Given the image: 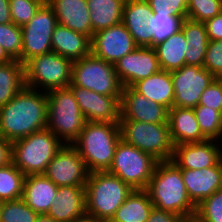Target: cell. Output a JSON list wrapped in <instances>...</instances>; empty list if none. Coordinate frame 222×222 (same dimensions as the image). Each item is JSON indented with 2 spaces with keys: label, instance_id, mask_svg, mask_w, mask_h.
Masks as SVG:
<instances>
[{
  "label": "cell",
  "instance_id": "cell-7",
  "mask_svg": "<svg viewBox=\"0 0 222 222\" xmlns=\"http://www.w3.org/2000/svg\"><path fill=\"white\" fill-rule=\"evenodd\" d=\"M121 139L156 160L167 161L173 156L174 145L168 123H145L133 120L119 121Z\"/></svg>",
  "mask_w": 222,
  "mask_h": 222
},
{
  "label": "cell",
  "instance_id": "cell-41",
  "mask_svg": "<svg viewBox=\"0 0 222 222\" xmlns=\"http://www.w3.org/2000/svg\"><path fill=\"white\" fill-rule=\"evenodd\" d=\"M152 13H168V16L187 18L188 0H146Z\"/></svg>",
  "mask_w": 222,
  "mask_h": 222
},
{
  "label": "cell",
  "instance_id": "cell-16",
  "mask_svg": "<svg viewBox=\"0 0 222 222\" xmlns=\"http://www.w3.org/2000/svg\"><path fill=\"white\" fill-rule=\"evenodd\" d=\"M86 121L119 123L121 104L116 96H106L94 91L69 85Z\"/></svg>",
  "mask_w": 222,
  "mask_h": 222
},
{
  "label": "cell",
  "instance_id": "cell-28",
  "mask_svg": "<svg viewBox=\"0 0 222 222\" xmlns=\"http://www.w3.org/2000/svg\"><path fill=\"white\" fill-rule=\"evenodd\" d=\"M153 207L148 192L145 189H135L109 222H146Z\"/></svg>",
  "mask_w": 222,
  "mask_h": 222
},
{
  "label": "cell",
  "instance_id": "cell-46",
  "mask_svg": "<svg viewBox=\"0 0 222 222\" xmlns=\"http://www.w3.org/2000/svg\"><path fill=\"white\" fill-rule=\"evenodd\" d=\"M9 0H0V24L11 23Z\"/></svg>",
  "mask_w": 222,
  "mask_h": 222
},
{
  "label": "cell",
  "instance_id": "cell-22",
  "mask_svg": "<svg viewBox=\"0 0 222 222\" xmlns=\"http://www.w3.org/2000/svg\"><path fill=\"white\" fill-rule=\"evenodd\" d=\"M152 9L146 0H126L123 7L122 23L132 35L137 46L152 47V30L148 20Z\"/></svg>",
  "mask_w": 222,
  "mask_h": 222
},
{
  "label": "cell",
  "instance_id": "cell-18",
  "mask_svg": "<svg viewBox=\"0 0 222 222\" xmlns=\"http://www.w3.org/2000/svg\"><path fill=\"white\" fill-rule=\"evenodd\" d=\"M219 146L217 140L175 145L171 161L180 169L195 170L211 167L221 159Z\"/></svg>",
  "mask_w": 222,
  "mask_h": 222
},
{
  "label": "cell",
  "instance_id": "cell-20",
  "mask_svg": "<svg viewBox=\"0 0 222 222\" xmlns=\"http://www.w3.org/2000/svg\"><path fill=\"white\" fill-rule=\"evenodd\" d=\"M53 199L47 215L57 222H71L86 214L85 186H60Z\"/></svg>",
  "mask_w": 222,
  "mask_h": 222
},
{
  "label": "cell",
  "instance_id": "cell-5",
  "mask_svg": "<svg viewBox=\"0 0 222 222\" xmlns=\"http://www.w3.org/2000/svg\"><path fill=\"white\" fill-rule=\"evenodd\" d=\"M64 143L43 129L11 143V162L25 175L44 174L49 162Z\"/></svg>",
  "mask_w": 222,
  "mask_h": 222
},
{
  "label": "cell",
  "instance_id": "cell-40",
  "mask_svg": "<svg viewBox=\"0 0 222 222\" xmlns=\"http://www.w3.org/2000/svg\"><path fill=\"white\" fill-rule=\"evenodd\" d=\"M203 67L215 78H222V40L209 41Z\"/></svg>",
  "mask_w": 222,
  "mask_h": 222
},
{
  "label": "cell",
  "instance_id": "cell-49",
  "mask_svg": "<svg viewBox=\"0 0 222 222\" xmlns=\"http://www.w3.org/2000/svg\"><path fill=\"white\" fill-rule=\"evenodd\" d=\"M180 222H204L196 214L182 217Z\"/></svg>",
  "mask_w": 222,
  "mask_h": 222
},
{
  "label": "cell",
  "instance_id": "cell-45",
  "mask_svg": "<svg viewBox=\"0 0 222 222\" xmlns=\"http://www.w3.org/2000/svg\"><path fill=\"white\" fill-rule=\"evenodd\" d=\"M11 162V142L0 135V167Z\"/></svg>",
  "mask_w": 222,
  "mask_h": 222
},
{
  "label": "cell",
  "instance_id": "cell-6",
  "mask_svg": "<svg viewBox=\"0 0 222 222\" xmlns=\"http://www.w3.org/2000/svg\"><path fill=\"white\" fill-rule=\"evenodd\" d=\"M47 129L52 131L64 144H73L83 130L86 119L81 113L72 90L53 89L47 92Z\"/></svg>",
  "mask_w": 222,
  "mask_h": 222
},
{
  "label": "cell",
  "instance_id": "cell-19",
  "mask_svg": "<svg viewBox=\"0 0 222 222\" xmlns=\"http://www.w3.org/2000/svg\"><path fill=\"white\" fill-rule=\"evenodd\" d=\"M182 179L191 201L197 206L202 200L222 189V160L203 169H181Z\"/></svg>",
  "mask_w": 222,
  "mask_h": 222
},
{
  "label": "cell",
  "instance_id": "cell-4",
  "mask_svg": "<svg viewBox=\"0 0 222 222\" xmlns=\"http://www.w3.org/2000/svg\"><path fill=\"white\" fill-rule=\"evenodd\" d=\"M85 190L86 214L102 222H109L134 191L129 184L107 171L89 173Z\"/></svg>",
  "mask_w": 222,
  "mask_h": 222
},
{
  "label": "cell",
  "instance_id": "cell-24",
  "mask_svg": "<svg viewBox=\"0 0 222 222\" xmlns=\"http://www.w3.org/2000/svg\"><path fill=\"white\" fill-rule=\"evenodd\" d=\"M91 38L85 34L57 24L51 40L52 52L57 53L72 62L91 54Z\"/></svg>",
  "mask_w": 222,
  "mask_h": 222
},
{
  "label": "cell",
  "instance_id": "cell-37",
  "mask_svg": "<svg viewBox=\"0 0 222 222\" xmlns=\"http://www.w3.org/2000/svg\"><path fill=\"white\" fill-rule=\"evenodd\" d=\"M222 12V0H188L187 18L205 22Z\"/></svg>",
  "mask_w": 222,
  "mask_h": 222
},
{
  "label": "cell",
  "instance_id": "cell-35",
  "mask_svg": "<svg viewBox=\"0 0 222 222\" xmlns=\"http://www.w3.org/2000/svg\"><path fill=\"white\" fill-rule=\"evenodd\" d=\"M38 214L22 198L2 201L0 222H35Z\"/></svg>",
  "mask_w": 222,
  "mask_h": 222
},
{
  "label": "cell",
  "instance_id": "cell-3",
  "mask_svg": "<svg viewBox=\"0 0 222 222\" xmlns=\"http://www.w3.org/2000/svg\"><path fill=\"white\" fill-rule=\"evenodd\" d=\"M120 139L119 123L86 121L79 137L72 145L78 150L91 173L109 169Z\"/></svg>",
  "mask_w": 222,
  "mask_h": 222
},
{
  "label": "cell",
  "instance_id": "cell-47",
  "mask_svg": "<svg viewBox=\"0 0 222 222\" xmlns=\"http://www.w3.org/2000/svg\"><path fill=\"white\" fill-rule=\"evenodd\" d=\"M14 59L0 46V64L8 63Z\"/></svg>",
  "mask_w": 222,
  "mask_h": 222
},
{
  "label": "cell",
  "instance_id": "cell-42",
  "mask_svg": "<svg viewBox=\"0 0 222 222\" xmlns=\"http://www.w3.org/2000/svg\"><path fill=\"white\" fill-rule=\"evenodd\" d=\"M197 106H206L222 113V78H215L204 90Z\"/></svg>",
  "mask_w": 222,
  "mask_h": 222
},
{
  "label": "cell",
  "instance_id": "cell-30",
  "mask_svg": "<svg viewBox=\"0 0 222 222\" xmlns=\"http://www.w3.org/2000/svg\"><path fill=\"white\" fill-rule=\"evenodd\" d=\"M187 40L180 30L154 46L161 70L172 72L185 65Z\"/></svg>",
  "mask_w": 222,
  "mask_h": 222
},
{
  "label": "cell",
  "instance_id": "cell-33",
  "mask_svg": "<svg viewBox=\"0 0 222 222\" xmlns=\"http://www.w3.org/2000/svg\"><path fill=\"white\" fill-rule=\"evenodd\" d=\"M184 19L179 16H168V13H152L148 26L152 30V47L178 33Z\"/></svg>",
  "mask_w": 222,
  "mask_h": 222
},
{
  "label": "cell",
  "instance_id": "cell-21",
  "mask_svg": "<svg viewBox=\"0 0 222 222\" xmlns=\"http://www.w3.org/2000/svg\"><path fill=\"white\" fill-rule=\"evenodd\" d=\"M46 2L53 9L59 24L92 39L94 32L86 0H46Z\"/></svg>",
  "mask_w": 222,
  "mask_h": 222
},
{
  "label": "cell",
  "instance_id": "cell-29",
  "mask_svg": "<svg viewBox=\"0 0 222 222\" xmlns=\"http://www.w3.org/2000/svg\"><path fill=\"white\" fill-rule=\"evenodd\" d=\"M94 33L122 22L126 0H86Z\"/></svg>",
  "mask_w": 222,
  "mask_h": 222
},
{
  "label": "cell",
  "instance_id": "cell-32",
  "mask_svg": "<svg viewBox=\"0 0 222 222\" xmlns=\"http://www.w3.org/2000/svg\"><path fill=\"white\" fill-rule=\"evenodd\" d=\"M24 178L25 175L12 162L0 167V201L22 198Z\"/></svg>",
  "mask_w": 222,
  "mask_h": 222
},
{
  "label": "cell",
  "instance_id": "cell-25",
  "mask_svg": "<svg viewBox=\"0 0 222 222\" xmlns=\"http://www.w3.org/2000/svg\"><path fill=\"white\" fill-rule=\"evenodd\" d=\"M57 190L58 186L44 174L28 175L24 178L22 199L38 215L47 214Z\"/></svg>",
  "mask_w": 222,
  "mask_h": 222
},
{
  "label": "cell",
  "instance_id": "cell-17",
  "mask_svg": "<svg viewBox=\"0 0 222 222\" xmlns=\"http://www.w3.org/2000/svg\"><path fill=\"white\" fill-rule=\"evenodd\" d=\"M120 120L145 123H168L169 109L146 99L133 87H123L121 95Z\"/></svg>",
  "mask_w": 222,
  "mask_h": 222
},
{
  "label": "cell",
  "instance_id": "cell-34",
  "mask_svg": "<svg viewBox=\"0 0 222 222\" xmlns=\"http://www.w3.org/2000/svg\"><path fill=\"white\" fill-rule=\"evenodd\" d=\"M200 130L208 140L222 139V113L206 106L193 108Z\"/></svg>",
  "mask_w": 222,
  "mask_h": 222
},
{
  "label": "cell",
  "instance_id": "cell-11",
  "mask_svg": "<svg viewBox=\"0 0 222 222\" xmlns=\"http://www.w3.org/2000/svg\"><path fill=\"white\" fill-rule=\"evenodd\" d=\"M58 24L53 9L45 2L22 29L21 63L25 65L35 56L52 52L51 40Z\"/></svg>",
  "mask_w": 222,
  "mask_h": 222
},
{
  "label": "cell",
  "instance_id": "cell-1",
  "mask_svg": "<svg viewBox=\"0 0 222 222\" xmlns=\"http://www.w3.org/2000/svg\"><path fill=\"white\" fill-rule=\"evenodd\" d=\"M47 111V92L25 86L8 104L0 107V135L12 143L46 129Z\"/></svg>",
  "mask_w": 222,
  "mask_h": 222
},
{
  "label": "cell",
  "instance_id": "cell-31",
  "mask_svg": "<svg viewBox=\"0 0 222 222\" xmlns=\"http://www.w3.org/2000/svg\"><path fill=\"white\" fill-rule=\"evenodd\" d=\"M25 66L18 60L0 64V107L25 87Z\"/></svg>",
  "mask_w": 222,
  "mask_h": 222
},
{
  "label": "cell",
  "instance_id": "cell-38",
  "mask_svg": "<svg viewBox=\"0 0 222 222\" xmlns=\"http://www.w3.org/2000/svg\"><path fill=\"white\" fill-rule=\"evenodd\" d=\"M46 0H9L12 22L22 27L36 14Z\"/></svg>",
  "mask_w": 222,
  "mask_h": 222
},
{
  "label": "cell",
  "instance_id": "cell-12",
  "mask_svg": "<svg viewBox=\"0 0 222 222\" xmlns=\"http://www.w3.org/2000/svg\"><path fill=\"white\" fill-rule=\"evenodd\" d=\"M174 87L173 107L195 108L204 90L215 77L204 67L184 65L171 72Z\"/></svg>",
  "mask_w": 222,
  "mask_h": 222
},
{
  "label": "cell",
  "instance_id": "cell-15",
  "mask_svg": "<svg viewBox=\"0 0 222 222\" xmlns=\"http://www.w3.org/2000/svg\"><path fill=\"white\" fill-rule=\"evenodd\" d=\"M91 43V53L112 64L138 47L122 22L94 33Z\"/></svg>",
  "mask_w": 222,
  "mask_h": 222
},
{
  "label": "cell",
  "instance_id": "cell-8",
  "mask_svg": "<svg viewBox=\"0 0 222 222\" xmlns=\"http://www.w3.org/2000/svg\"><path fill=\"white\" fill-rule=\"evenodd\" d=\"M71 84L121 101L122 85L114 64L95 57L92 53L72 63Z\"/></svg>",
  "mask_w": 222,
  "mask_h": 222
},
{
  "label": "cell",
  "instance_id": "cell-51",
  "mask_svg": "<svg viewBox=\"0 0 222 222\" xmlns=\"http://www.w3.org/2000/svg\"><path fill=\"white\" fill-rule=\"evenodd\" d=\"M1 209H2V201H0V214H1Z\"/></svg>",
  "mask_w": 222,
  "mask_h": 222
},
{
  "label": "cell",
  "instance_id": "cell-10",
  "mask_svg": "<svg viewBox=\"0 0 222 222\" xmlns=\"http://www.w3.org/2000/svg\"><path fill=\"white\" fill-rule=\"evenodd\" d=\"M72 61L50 52L30 59L25 66V85L45 92L68 88L71 84ZM43 87V88H42Z\"/></svg>",
  "mask_w": 222,
  "mask_h": 222
},
{
  "label": "cell",
  "instance_id": "cell-44",
  "mask_svg": "<svg viewBox=\"0 0 222 222\" xmlns=\"http://www.w3.org/2000/svg\"><path fill=\"white\" fill-rule=\"evenodd\" d=\"M181 217L164 210L153 207L146 222H180Z\"/></svg>",
  "mask_w": 222,
  "mask_h": 222
},
{
  "label": "cell",
  "instance_id": "cell-43",
  "mask_svg": "<svg viewBox=\"0 0 222 222\" xmlns=\"http://www.w3.org/2000/svg\"><path fill=\"white\" fill-rule=\"evenodd\" d=\"M209 41L222 40V12L204 22Z\"/></svg>",
  "mask_w": 222,
  "mask_h": 222
},
{
  "label": "cell",
  "instance_id": "cell-50",
  "mask_svg": "<svg viewBox=\"0 0 222 222\" xmlns=\"http://www.w3.org/2000/svg\"><path fill=\"white\" fill-rule=\"evenodd\" d=\"M35 222H57L47 214L38 215Z\"/></svg>",
  "mask_w": 222,
  "mask_h": 222
},
{
  "label": "cell",
  "instance_id": "cell-23",
  "mask_svg": "<svg viewBox=\"0 0 222 222\" xmlns=\"http://www.w3.org/2000/svg\"><path fill=\"white\" fill-rule=\"evenodd\" d=\"M168 124L174 146L208 140L200 130L193 108L172 107L169 110Z\"/></svg>",
  "mask_w": 222,
  "mask_h": 222
},
{
  "label": "cell",
  "instance_id": "cell-27",
  "mask_svg": "<svg viewBox=\"0 0 222 222\" xmlns=\"http://www.w3.org/2000/svg\"><path fill=\"white\" fill-rule=\"evenodd\" d=\"M181 31L187 40L185 65L203 67L209 43L204 23L186 18L182 23Z\"/></svg>",
  "mask_w": 222,
  "mask_h": 222
},
{
  "label": "cell",
  "instance_id": "cell-26",
  "mask_svg": "<svg viewBox=\"0 0 222 222\" xmlns=\"http://www.w3.org/2000/svg\"><path fill=\"white\" fill-rule=\"evenodd\" d=\"M132 87L148 100L157 102L169 110L173 107L174 87L169 71L160 70L150 77L136 82Z\"/></svg>",
  "mask_w": 222,
  "mask_h": 222
},
{
  "label": "cell",
  "instance_id": "cell-14",
  "mask_svg": "<svg viewBox=\"0 0 222 222\" xmlns=\"http://www.w3.org/2000/svg\"><path fill=\"white\" fill-rule=\"evenodd\" d=\"M114 69L122 87H132L161 70L155 49L141 46L119 59Z\"/></svg>",
  "mask_w": 222,
  "mask_h": 222
},
{
  "label": "cell",
  "instance_id": "cell-9",
  "mask_svg": "<svg viewBox=\"0 0 222 222\" xmlns=\"http://www.w3.org/2000/svg\"><path fill=\"white\" fill-rule=\"evenodd\" d=\"M158 162L152 155L120 139L107 172L117 176L134 190L146 189Z\"/></svg>",
  "mask_w": 222,
  "mask_h": 222
},
{
  "label": "cell",
  "instance_id": "cell-13",
  "mask_svg": "<svg viewBox=\"0 0 222 222\" xmlns=\"http://www.w3.org/2000/svg\"><path fill=\"white\" fill-rule=\"evenodd\" d=\"M89 171L78 150L64 144L49 162L44 175L56 186H85Z\"/></svg>",
  "mask_w": 222,
  "mask_h": 222
},
{
  "label": "cell",
  "instance_id": "cell-48",
  "mask_svg": "<svg viewBox=\"0 0 222 222\" xmlns=\"http://www.w3.org/2000/svg\"><path fill=\"white\" fill-rule=\"evenodd\" d=\"M71 222H102L100 220H97L96 218H94L93 216H90V215H83L82 217L78 218V219H75Z\"/></svg>",
  "mask_w": 222,
  "mask_h": 222
},
{
  "label": "cell",
  "instance_id": "cell-39",
  "mask_svg": "<svg viewBox=\"0 0 222 222\" xmlns=\"http://www.w3.org/2000/svg\"><path fill=\"white\" fill-rule=\"evenodd\" d=\"M195 214L204 222H222V189L202 200L196 206Z\"/></svg>",
  "mask_w": 222,
  "mask_h": 222
},
{
  "label": "cell",
  "instance_id": "cell-2",
  "mask_svg": "<svg viewBox=\"0 0 222 222\" xmlns=\"http://www.w3.org/2000/svg\"><path fill=\"white\" fill-rule=\"evenodd\" d=\"M154 207L178 216L194 215L196 205L188 196L181 169L171 160L157 163L146 189Z\"/></svg>",
  "mask_w": 222,
  "mask_h": 222
},
{
  "label": "cell",
  "instance_id": "cell-36",
  "mask_svg": "<svg viewBox=\"0 0 222 222\" xmlns=\"http://www.w3.org/2000/svg\"><path fill=\"white\" fill-rule=\"evenodd\" d=\"M0 46L15 60L21 62L22 29L13 22L0 24Z\"/></svg>",
  "mask_w": 222,
  "mask_h": 222
}]
</instances>
